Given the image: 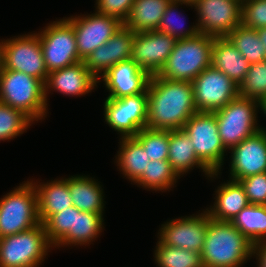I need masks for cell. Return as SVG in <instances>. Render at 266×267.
I'll return each mask as SVG.
<instances>
[{
	"mask_svg": "<svg viewBox=\"0 0 266 267\" xmlns=\"http://www.w3.org/2000/svg\"><path fill=\"white\" fill-rule=\"evenodd\" d=\"M148 110L146 128L179 130L197 111L190 81L169 80L151 76L147 88Z\"/></svg>",
	"mask_w": 266,
	"mask_h": 267,
	"instance_id": "cell-1",
	"label": "cell"
},
{
	"mask_svg": "<svg viewBox=\"0 0 266 267\" xmlns=\"http://www.w3.org/2000/svg\"><path fill=\"white\" fill-rule=\"evenodd\" d=\"M254 244L228 221L207 213V230L201 252L203 267H243L253 256Z\"/></svg>",
	"mask_w": 266,
	"mask_h": 267,
	"instance_id": "cell-2",
	"label": "cell"
},
{
	"mask_svg": "<svg viewBox=\"0 0 266 267\" xmlns=\"http://www.w3.org/2000/svg\"><path fill=\"white\" fill-rule=\"evenodd\" d=\"M0 102L20 110L33 123L45 120V85L31 75L0 67Z\"/></svg>",
	"mask_w": 266,
	"mask_h": 267,
	"instance_id": "cell-3",
	"label": "cell"
},
{
	"mask_svg": "<svg viewBox=\"0 0 266 267\" xmlns=\"http://www.w3.org/2000/svg\"><path fill=\"white\" fill-rule=\"evenodd\" d=\"M213 41L214 37L203 33L177 40L158 76L192 82L203 70L211 66Z\"/></svg>",
	"mask_w": 266,
	"mask_h": 267,
	"instance_id": "cell-4",
	"label": "cell"
},
{
	"mask_svg": "<svg viewBox=\"0 0 266 267\" xmlns=\"http://www.w3.org/2000/svg\"><path fill=\"white\" fill-rule=\"evenodd\" d=\"M40 224L37 192L28 179L0 198V238Z\"/></svg>",
	"mask_w": 266,
	"mask_h": 267,
	"instance_id": "cell-5",
	"label": "cell"
},
{
	"mask_svg": "<svg viewBox=\"0 0 266 267\" xmlns=\"http://www.w3.org/2000/svg\"><path fill=\"white\" fill-rule=\"evenodd\" d=\"M258 111L259 101L240 95L223 108L214 111L219 136L227 151L260 129H265L257 123Z\"/></svg>",
	"mask_w": 266,
	"mask_h": 267,
	"instance_id": "cell-6",
	"label": "cell"
},
{
	"mask_svg": "<svg viewBox=\"0 0 266 267\" xmlns=\"http://www.w3.org/2000/svg\"><path fill=\"white\" fill-rule=\"evenodd\" d=\"M52 248L40 223L27 231L0 238V267H39Z\"/></svg>",
	"mask_w": 266,
	"mask_h": 267,
	"instance_id": "cell-7",
	"label": "cell"
},
{
	"mask_svg": "<svg viewBox=\"0 0 266 267\" xmlns=\"http://www.w3.org/2000/svg\"><path fill=\"white\" fill-rule=\"evenodd\" d=\"M189 136L197 157L212 171L222 173L228 151L219 136L214 112H196L182 128Z\"/></svg>",
	"mask_w": 266,
	"mask_h": 267,
	"instance_id": "cell-8",
	"label": "cell"
},
{
	"mask_svg": "<svg viewBox=\"0 0 266 267\" xmlns=\"http://www.w3.org/2000/svg\"><path fill=\"white\" fill-rule=\"evenodd\" d=\"M36 33L48 73L83 61L78 55L73 25L65 17L46 24Z\"/></svg>",
	"mask_w": 266,
	"mask_h": 267,
	"instance_id": "cell-9",
	"label": "cell"
},
{
	"mask_svg": "<svg viewBox=\"0 0 266 267\" xmlns=\"http://www.w3.org/2000/svg\"><path fill=\"white\" fill-rule=\"evenodd\" d=\"M1 66L31 75L45 84L48 71L38 34L34 31L4 39Z\"/></svg>",
	"mask_w": 266,
	"mask_h": 267,
	"instance_id": "cell-10",
	"label": "cell"
},
{
	"mask_svg": "<svg viewBox=\"0 0 266 267\" xmlns=\"http://www.w3.org/2000/svg\"><path fill=\"white\" fill-rule=\"evenodd\" d=\"M104 122L122 137H134L146 128L148 93L106 98L103 103Z\"/></svg>",
	"mask_w": 266,
	"mask_h": 267,
	"instance_id": "cell-11",
	"label": "cell"
},
{
	"mask_svg": "<svg viewBox=\"0 0 266 267\" xmlns=\"http://www.w3.org/2000/svg\"><path fill=\"white\" fill-rule=\"evenodd\" d=\"M192 4L200 33L227 37L242 24L241 0H195Z\"/></svg>",
	"mask_w": 266,
	"mask_h": 267,
	"instance_id": "cell-12",
	"label": "cell"
},
{
	"mask_svg": "<svg viewBox=\"0 0 266 267\" xmlns=\"http://www.w3.org/2000/svg\"><path fill=\"white\" fill-rule=\"evenodd\" d=\"M194 103L198 112H214L239 95V87L212 65L192 82Z\"/></svg>",
	"mask_w": 266,
	"mask_h": 267,
	"instance_id": "cell-13",
	"label": "cell"
},
{
	"mask_svg": "<svg viewBox=\"0 0 266 267\" xmlns=\"http://www.w3.org/2000/svg\"><path fill=\"white\" fill-rule=\"evenodd\" d=\"M65 18L73 25L78 55L83 61L124 25L120 19L97 11Z\"/></svg>",
	"mask_w": 266,
	"mask_h": 267,
	"instance_id": "cell-14",
	"label": "cell"
},
{
	"mask_svg": "<svg viewBox=\"0 0 266 267\" xmlns=\"http://www.w3.org/2000/svg\"><path fill=\"white\" fill-rule=\"evenodd\" d=\"M207 230V212L181 216L161 224L157 237L166 245L201 253Z\"/></svg>",
	"mask_w": 266,
	"mask_h": 267,
	"instance_id": "cell-15",
	"label": "cell"
},
{
	"mask_svg": "<svg viewBox=\"0 0 266 267\" xmlns=\"http://www.w3.org/2000/svg\"><path fill=\"white\" fill-rule=\"evenodd\" d=\"M176 42L174 37L158 30L135 33L130 59L150 76L158 75Z\"/></svg>",
	"mask_w": 266,
	"mask_h": 267,
	"instance_id": "cell-16",
	"label": "cell"
},
{
	"mask_svg": "<svg viewBox=\"0 0 266 267\" xmlns=\"http://www.w3.org/2000/svg\"><path fill=\"white\" fill-rule=\"evenodd\" d=\"M229 179L239 181L266 172V128L230 149Z\"/></svg>",
	"mask_w": 266,
	"mask_h": 267,
	"instance_id": "cell-17",
	"label": "cell"
},
{
	"mask_svg": "<svg viewBox=\"0 0 266 267\" xmlns=\"http://www.w3.org/2000/svg\"><path fill=\"white\" fill-rule=\"evenodd\" d=\"M134 35L135 32L123 25L105 44L84 60L86 67L97 80L114 65L131 58Z\"/></svg>",
	"mask_w": 266,
	"mask_h": 267,
	"instance_id": "cell-18",
	"label": "cell"
},
{
	"mask_svg": "<svg viewBox=\"0 0 266 267\" xmlns=\"http://www.w3.org/2000/svg\"><path fill=\"white\" fill-rule=\"evenodd\" d=\"M150 78L147 72L128 59L110 68L98 83L103 81L104 87L109 91L106 98H121L144 93Z\"/></svg>",
	"mask_w": 266,
	"mask_h": 267,
	"instance_id": "cell-19",
	"label": "cell"
},
{
	"mask_svg": "<svg viewBox=\"0 0 266 267\" xmlns=\"http://www.w3.org/2000/svg\"><path fill=\"white\" fill-rule=\"evenodd\" d=\"M98 80L90 73L84 61L48 73L45 82V99L51 91L66 96L81 97L98 87ZM50 92V93H49Z\"/></svg>",
	"mask_w": 266,
	"mask_h": 267,
	"instance_id": "cell-20",
	"label": "cell"
},
{
	"mask_svg": "<svg viewBox=\"0 0 266 267\" xmlns=\"http://www.w3.org/2000/svg\"><path fill=\"white\" fill-rule=\"evenodd\" d=\"M169 154L168 161L173 170L180 177L193 170L195 167L201 169L206 179L219 178L221 173L212 172L196 155L195 148L189 136L183 129L168 130Z\"/></svg>",
	"mask_w": 266,
	"mask_h": 267,
	"instance_id": "cell-21",
	"label": "cell"
},
{
	"mask_svg": "<svg viewBox=\"0 0 266 267\" xmlns=\"http://www.w3.org/2000/svg\"><path fill=\"white\" fill-rule=\"evenodd\" d=\"M215 201L206 207L209 217L217 221L231 220L250 203L239 181L227 180L215 188Z\"/></svg>",
	"mask_w": 266,
	"mask_h": 267,
	"instance_id": "cell-22",
	"label": "cell"
},
{
	"mask_svg": "<svg viewBox=\"0 0 266 267\" xmlns=\"http://www.w3.org/2000/svg\"><path fill=\"white\" fill-rule=\"evenodd\" d=\"M37 192L38 216L40 223H44L51 215L73 206L68 188L67 178H55L51 181L40 182L30 180Z\"/></svg>",
	"mask_w": 266,
	"mask_h": 267,
	"instance_id": "cell-23",
	"label": "cell"
},
{
	"mask_svg": "<svg viewBox=\"0 0 266 267\" xmlns=\"http://www.w3.org/2000/svg\"><path fill=\"white\" fill-rule=\"evenodd\" d=\"M68 188L73 206L80 211L104 214L105 196L101 182L89 175H71L67 177Z\"/></svg>",
	"mask_w": 266,
	"mask_h": 267,
	"instance_id": "cell-24",
	"label": "cell"
},
{
	"mask_svg": "<svg viewBox=\"0 0 266 267\" xmlns=\"http://www.w3.org/2000/svg\"><path fill=\"white\" fill-rule=\"evenodd\" d=\"M211 65L239 87L245 79L250 63L227 37H216L212 46Z\"/></svg>",
	"mask_w": 266,
	"mask_h": 267,
	"instance_id": "cell-25",
	"label": "cell"
},
{
	"mask_svg": "<svg viewBox=\"0 0 266 267\" xmlns=\"http://www.w3.org/2000/svg\"><path fill=\"white\" fill-rule=\"evenodd\" d=\"M104 214L80 211L75 207L74 230L69 232L53 247L91 245L103 232Z\"/></svg>",
	"mask_w": 266,
	"mask_h": 267,
	"instance_id": "cell-26",
	"label": "cell"
},
{
	"mask_svg": "<svg viewBox=\"0 0 266 267\" xmlns=\"http://www.w3.org/2000/svg\"><path fill=\"white\" fill-rule=\"evenodd\" d=\"M119 139V149L115 155L116 167L129 179L131 184L142 176L144 169L151 161L143 146L134 137H122Z\"/></svg>",
	"mask_w": 266,
	"mask_h": 267,
	"instance_id": "cell-27",
	"label": "cell"
},
{
	"mask_svg": "<svg viewBox=\"0 0 266 267\" xmlns=\"http://www.w3.org/2000/svg\"><path fill=\"white\" fill-rule=\"evenodd\" d=\"M171 0H135L124 26L133 32L157 30Z\"/></svg>",
	"mask_w": 266,
	"mask_h": 267,
	"instance_id": "cell-28",
	"label": "cell"
},
{
	"mask_svg": "<svg viewBox=\"0 0 266 267\" xmlns=\"http://www.w3.org/2000/svg\"><path fill=\"white\" fill-rule=\"evenodd\" d=\"M231 223L254 245L266 240V205L249 204Z\"/></svg>",
	"mask_w": 266,
	"mask_h": 267,
	"instance_id": "cell-29",
	"label": "cell"
},
{
	"mask_svg": "<svg viewBox=\"0 0 266 267\" xmlns=\"http://www.w3.org/2000/svg\"><path fill=\"white\" fill-rule=\"evenodd\" d=\"M173 170L168 160H153L148 163L142 176L134 183L147 191L167 192L177 187L176 182L180 179Z\"/></svg>",
	"mask_w": 266,
	"mask_h": 267,
	"instance_id": "cell-30",
	"label": "cell"
},
{
	"mask_svg": "<svg viewBox=\"0 0 266 267\" xmlns=\"http://www.w3.org/2000/svg\"><path fill=\"white\" fill-rule=\"evenodd\" d=\"M227 38L250 64L266 60V50L255 29L240 24Z\"/></svg>",
	"mask_w": 266,
	"mask_h": 267,
	"instance_id": "cell-31",
	"label": "cell"
},
{
	"mask_svg": "<svg viewBox=\"0 0 266 267\" xmlns=\"http://www.w3.org/2000/svg\"><path fill=\"white\" fill-rule=\"evenodd\" d=\"M153 256L158 267H203L201 253L171 247L159 238Z\"/></svg>",
	"mask_w": 266,
	"mask_h": 267,
	"instance_id": "cell-32",
	"label": "cell"
},
{
	"mask_svg": "<svg viewBox=\"0 0 266 267\" xmlns=\"http://www.w3.org/2000/svg\"><path fill=\"white\" fill-rule=\"evenodd\" d=\"M182 5L189 6L190 8L193 7L192 3L186 1L171 0L165 9L163 17L161 18L160 24L157 29L160 32H164L174 37L176 40H183L194 37L200 33L197 23H195V25L193 23V25H190L188 28H183L184 20H182L181 23L178 22L177 18L185 19L183 13H181V11H178L179 7H182Z\"/></svg>",
	"mask_w": 266,
	"mask_h": 267,
	"instance_id": "cell-33",
	"label": "cell"
},
{
	"mask_svg": "<svg viewBox=\"0 0 266 267\" xmlns=\"http://www.w3.org/2000/svg\"><path fill=\"white\" fill-rule=\"evenodd\" d=\"M34 124L20 110L0 102V141L19 137Z\"/></svg>",
	"mask_w": 266,
	"mask_h": 267,
	"instance_id": "cell-34",
	"label": "cell"
},
{
	"mask_svg": "<svg viewBox=\"0 0 266 267\" xmlns=\"http://www.w3.org/2000/svg\"><path fill=\"white\" fill-rule=\"evenodd\" d=\"M134 138L143 146L151 161L168 160V130L143 128Z\"/></svg>",
	"mask_w": 266,
	"mask_h": 267,
	"instance_id": "cell-35",
	"label": "cell"
},
{
	"mask_svg": "<svg viewBox=\"0 0 266 267\" xmlns=\"http://www.w3.org/2000/svg\"><path fill=\"white\" fill-rule=\"evenodd\" d=\"M239 95L257 101L266 97V60L250 64L239 86Z\"/></svg>",
	"mask_w": 266,
	"mask_h": 267,
	"instance_id": "cell-36",
	"label": "cell"
},
{
	"mask_svg": "<svg viewBox=\"0 0 266 267\" xmlns=\"http://www.w3.org/2000/svg\"><path fill=\"white\" fill-rule=\"evenodd\" d=\"M75 207L70 206L51 215L44 223L48 242L54 247L68 232L74 230Z\"/></svg>",
	"mask_w": 266,
	"mask_h": 267,
	"instance_id": "cell-37",
	"label": "cell"
},
{
	"mask_svg": "<svg viewBox=\"0 0 266 267\" xmlns=\"http://www.w3.org/2000/svg\"><path fill=\"white\" fill-rule=\"evenodd\" d=\"M242 24L255 30L266 27V0H244Z\"/></svg>",
	"mask_w": 266,
	"mask_h": 267,
	"instance_id": "cell-38",
	"label": "cell"
},
{
	"mask_svg": "<svg viewBox=\"0 0 266 267\" xmlns=\"http://www.w3.org/2000/svg\"><path fill=\"white\" fill-rule=\"evenodd\" d=\"M250 204L266 205V172L239 180Z\"/></svg>",
	"mask_w": 266,
	"mask_h": 267,
	"instance_id": "cell-39",
	"label": "cell"
},
{
	"mask_svg": "<svg viewBox=\"0 0 266 267\" xmlns=\"http://www.w3.org/2000/svg\"><path fill=\"white\" fill-rule=\"evenodd\" d=\"M135 0H96L95 10L98 13L114 16L123 23L128 18Z\"/></svg>",
	"mask_w": 266,
	"mask_h": 267,
	"instance_id": "cell-40",
	"label": "cell"
},
{
	"mask_svg": "<svg viewBox=\"0 0 266 267\" xmlns=\"http://www.w3.org/2000/svg\"><path fill=\"white\" fill-rule=\"evenodd\" d=\"M252 258L257 260V267H266V240L254 245Z\"/></svg>",
	"mask_w": 266,
	"mask_h": 267,
	"instance_id": "cell-41",
	"label": "cell"
},
{
	"mask_svg": "<svg viewBox=\"0 0 266 267\" xmlns=\"http://www.w3.org/2000/svg\"><path fill=\"white\" fill-rule=\"evenodd\" d=\"M256 31L260 38V41L262 42L264 46V49L266 50V27L258 28Z\"/></svg>",
	"mask_w": 266,
	"mask_h": 267,
	"instance_id": "cell-42",
	"label": "cell"
},
{
	"mask_svg": "<svg viewBox=\"0 0 266 267\" xmlns=\"http://www.w3.org/2000/svg\"><path fill=\"white\" fill-rule=\"evenodd\" d=\"M259 109L260 111H262L264 114V116H266V97H263L260 101H259Z\"/></svg>",
	"mask_w": 266,
	"mask_h": 267,
	"instance_id": "cell-43",
	"label": "cell"
},
{
	"mask_svg": "<svg viewBox=\"0 0 266 267\" xmlns=\"http://www.w3.org/2000/svg\"><path fill=\"white\" fill-rule=\"evenodd\" d=\"M3 40L4 39H1L0 40V67H1V62H2V46H3Z\"/></svg>",
	"mask_w": 266,
	"mask_h": 267,
	"instance_id": "cell-44",
	"label": "cell"
},
{
	"mask_svg": "<svg viewBox=\"0 0 266 267\" xmlns=\"http://www.w3.org/2000/svg\"><path fill=\"white\" fill-rule=\"evenodd\" d=\"M172 1H186V2H189V3H193L195 0H172Z\"/></svg>",
	"mask_w": 266,
	"mask_h": 267,
	"instance_id": "cell-45",
	"label": "cell"
}]
</instances>
